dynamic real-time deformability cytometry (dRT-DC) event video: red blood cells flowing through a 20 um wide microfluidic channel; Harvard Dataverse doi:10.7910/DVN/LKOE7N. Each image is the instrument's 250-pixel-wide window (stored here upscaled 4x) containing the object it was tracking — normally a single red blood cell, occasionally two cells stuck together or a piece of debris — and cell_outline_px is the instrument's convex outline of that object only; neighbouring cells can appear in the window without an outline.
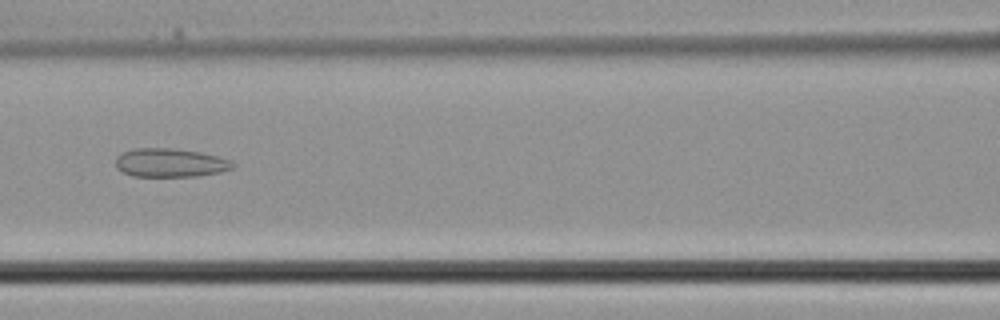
{"species": "common noctule bat (a hibernating species)", "species_latin": "Nyctalus noctula", "temperature_condition": "cold", "stored_images_in_passage": 29, "camera_frame_rate_fps": 3000, "um_per_image_px": 0.085, "animal": {"sex": "male", "body_mass_g": 21.5, "forearm_length_mm": 52.0}, "frame": {"image": 1, "passage_image": 8, "time_ms": 2.333, "image_size_px": [1000, 320], "cell_outline_px": [[236, 164], [232, 168], [220, 172], [200, 176], [132, 176], [116, 168], [116, 156], [132, 148], [176, 148], [200, 152], [232, 160]], "centroid_in_image_um": [14.48, 13.83], "position_along_channel_um": 152.1, "area_um2": 19.65}}
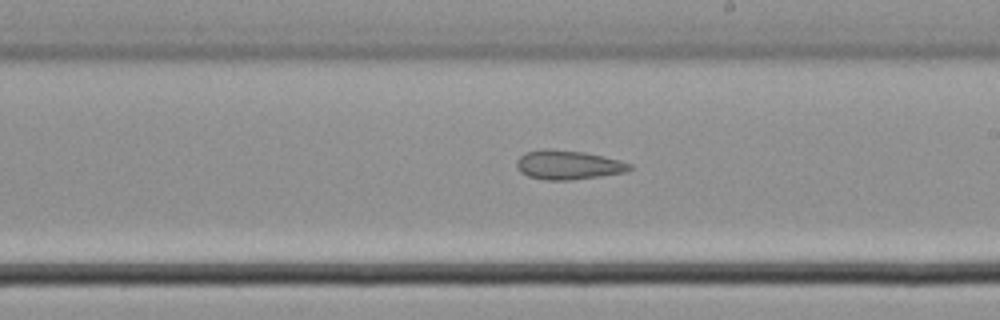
{"frame": {"image": 2, "passage_image": 13, "time_ms": 4.0, "image_size_px": [1000, 320], "cell_outline_px": [[632, 168], [624, 172], [600, 176], [572, 180], [544, 180], [528, 176], [520, 172], [516, 168], [516, 160], [524, 152], [544, 148], [552, 148], [584, 152], [620, 160], [632, 164]], "centroid_in_image_um": [48.24, 14.01], "position_along_channel_um": 240.8, "area_um2": 19.42}}
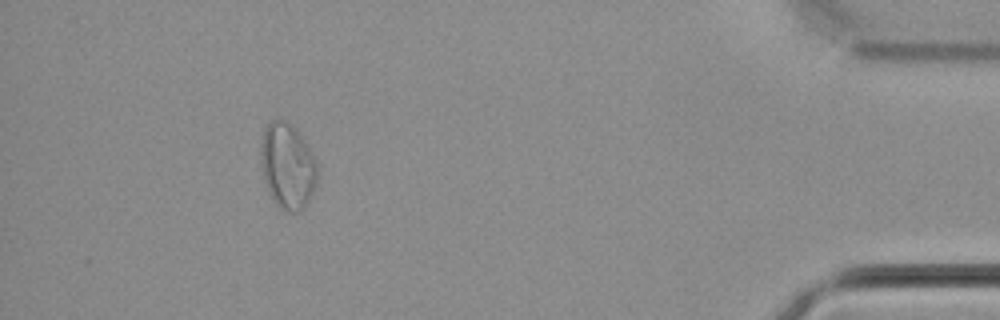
{"frame": {"image": 3, "passage_image": 26, "time_ms": 8.333, "image_size_px": [1000, 320], "cell_outline_px": [[320, 172], [312, 192], [304, 208], [300, 212], [288, 212], [280, 208], [272, 200], [268, 192], [264, 180], [260, 160], [260, 148], [264, 128], [272, 120], [288, 120], [300, 132], [312, 152], [316, 160]], "centroid_in_image_um": [24.45, 14.1], "position_along_channel_um": 410.8, "area_um2": 28.84}}